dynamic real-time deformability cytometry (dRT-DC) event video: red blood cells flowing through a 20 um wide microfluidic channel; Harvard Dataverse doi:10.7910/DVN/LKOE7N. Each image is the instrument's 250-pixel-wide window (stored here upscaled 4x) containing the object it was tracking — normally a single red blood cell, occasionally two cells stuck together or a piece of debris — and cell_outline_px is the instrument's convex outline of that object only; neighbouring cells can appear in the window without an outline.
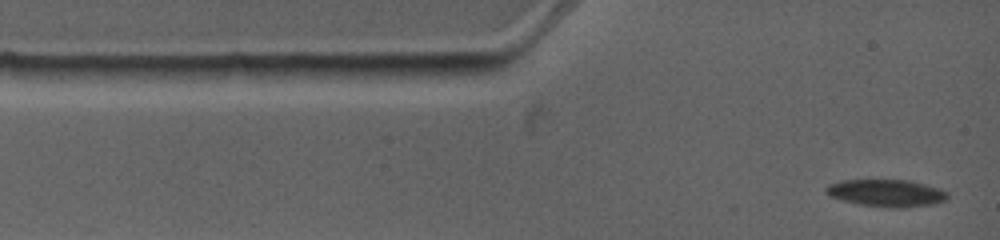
{"species": "common noctule bat (a hibernating species)", "species_latin": "Nyctalus noctula", "temperature_condition": "warm", "stored_images_in_passage": 4, "camera_frame_rate_fps": 4500, "um_per_image_px": 0.085, "animal": {"sex": "female", "body_mass_g": 19.0, "forearm_length_mm": 53.3}, "frame": {"image": 1, "passage_image": 1, "time_ms": 0.0, "image_size_px": [1000, 240], "cell_outline_px": [[948, 196], [944, 200], [932, 204], [904, 208], [896, 208], [860, 204], [828, 196], [824, 192], [824, 188], [828, 184], [840, 180], [908, 180], [940, 188], [948, 192]], "centroid_in_image_um": [75.31, 16.4], "position_along_channel_um": 9.7, "area_um2": 19.25}}